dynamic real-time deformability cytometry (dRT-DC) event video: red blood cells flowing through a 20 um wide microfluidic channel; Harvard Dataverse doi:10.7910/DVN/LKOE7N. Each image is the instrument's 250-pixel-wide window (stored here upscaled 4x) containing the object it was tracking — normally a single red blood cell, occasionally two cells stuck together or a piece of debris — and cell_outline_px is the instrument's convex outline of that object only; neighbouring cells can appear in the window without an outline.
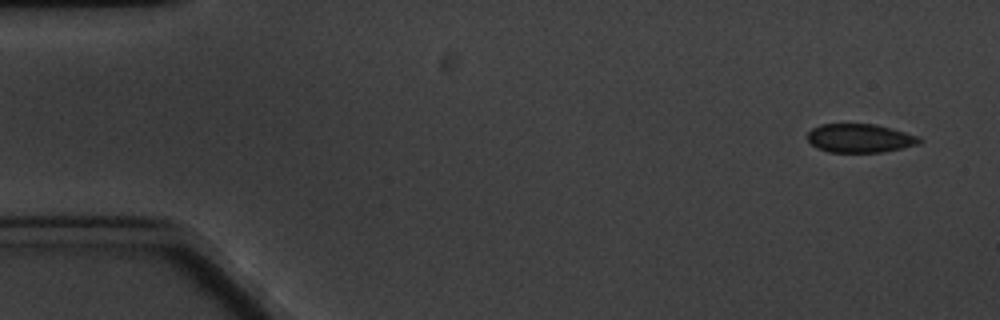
{"species": "common noctule bat (a hibernating species)", "species_latin": "Nyctalus noctula", "temperature_condition": "cold", "stored_images_in_passage": 5, "camera_frame_rate_fps": 3000, "um_per_image_px": 0.085, "animal": {"sex": "male", "body_mass_g": 20.1, "forearm_length_mm": 53.5}, "frame": {"image": 1, "passage_image": 1, "time_ms": 0.0, "image_size_px": [1000, 320], "cell_outline_px": [[924, 140], [920, 144], [884, 152], [828, 152], [816, 148], [808, 140], [808, 132], [812, 128], [820, 124], [876, 124], [920, 136]], "centroid_in_image_um": [73.12, 11.75], "position_along_channel_um": 11.9, "area_um2": 18.9}}
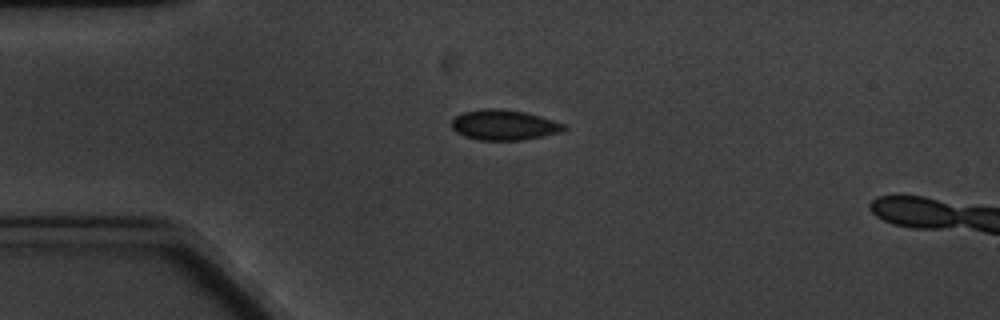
{"frame": {"image": 2, "passage_image": 4, "time_ms": 3.667, "image_size_px": [1000, 320], "cell_outline_px": [[568, 128], [560, 132], [524, 140], [480, 140], [464, 136], [456, 132], [452, 128], [452, 120], [456, 116], [464, 112], [484, 108], [500, 108], [524, 112], [540, 116], [568, 124]], "centroid_in_image_um": [42.88, 10.62], "position_along_channel_um": 42.1, "area_um2": 19.94}}